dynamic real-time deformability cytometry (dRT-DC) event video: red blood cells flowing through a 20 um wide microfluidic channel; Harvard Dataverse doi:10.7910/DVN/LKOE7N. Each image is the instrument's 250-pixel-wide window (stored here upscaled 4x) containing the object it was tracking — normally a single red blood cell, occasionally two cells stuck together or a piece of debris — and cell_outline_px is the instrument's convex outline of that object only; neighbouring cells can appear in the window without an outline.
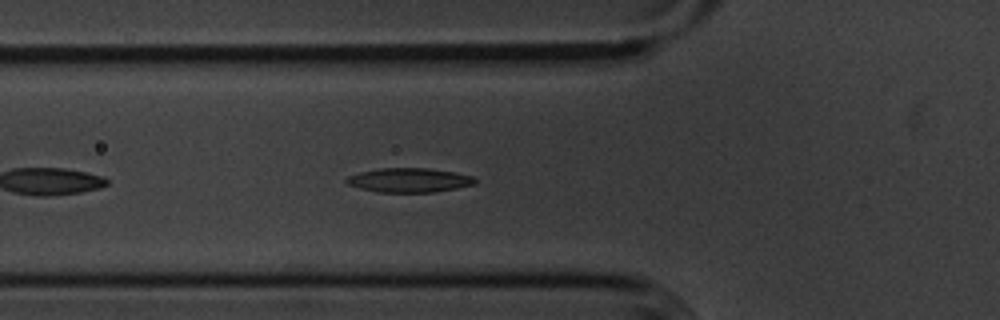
{"species": "common noctule bat (a hibernating species)", "species_latin": "Nyctalus noctula", "temperature_condition": "cold", "stored_images_in_passage": 43, "camera_frame_rate_fps": 3000, "um_per_image_px": 0.085, "animal": {"sex": "male", "body_mass_g": 20.1, "forearm_length_mm": 53.5}, "frame": {"image": 1, "passage_image": 6, "time_ms": 1.667, "image_size_px": [1000, 320], "cell_outline_px": [[476, 184], [436, 192], [376, 192], [360, 188], [348, 184], [344, 180], [348, 176], [360, 172], [380, 168], [428, 168], [456, 172], [472, 176], [476, 180]], "centroid_in_image_um": [34.79, 15.31], "position_along_channel_um": 91.0, "area_um2": 18.21}}
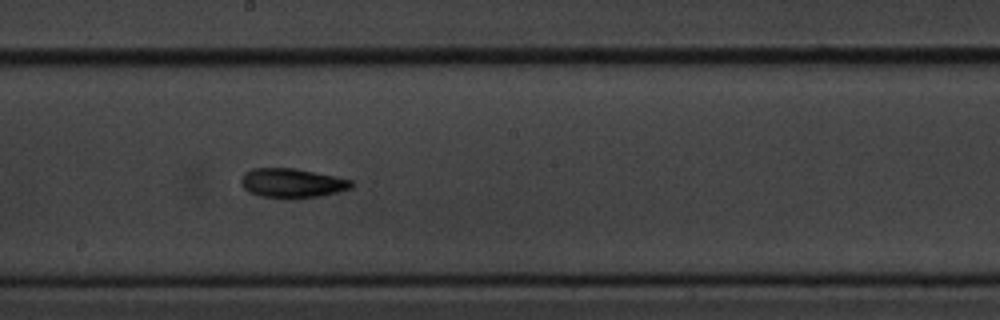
{"frame": {"image": 2, "passage_image": 17, "time_ms": 5.333, "image_size_px": [1000, 320], "cell_outline_px": [[352, 188], [320, 196], [284, 200], [260, 196], [248, 192], [240, 184], [240, 180], [244, 172], [252, 168], [296, 168], [336, 176], [352, 180]], "centroid_in_image_um": [24.78, 15.57], "position_along_channel_um": 223.4, "area_um2": 19.31}}
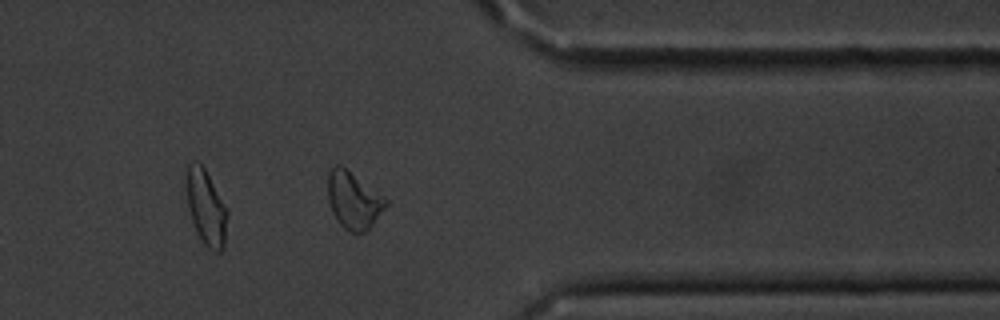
{"frame": {"image": 3, "passage_image": 31, "time_ms": 10.0, "image_size_px": [1000, 320], "cell_outline_px": [[388, 204], [368, 232], [356, 236], [344, 228], [340, 224], [332, 212], [328, 200], [328, 172], [336, 164], [340, 164], [388, 200]], "centroid_in_image_um": [30.06, 17.09], "position_along_channel_um": 381.3, "area_um2": 19.42}, "authors_computed_cell_mechanics": {"area_um2": 18.3226, "velocity_mm_per_s": 3.5868, "shape_relaxation_time_tau1_ms": 4.1554, "shape_relaxation_time_tau2_ms": 4.7418, "deformation_change_tau1": 0.1275, "deformation_change_tau2": 0.1217}}